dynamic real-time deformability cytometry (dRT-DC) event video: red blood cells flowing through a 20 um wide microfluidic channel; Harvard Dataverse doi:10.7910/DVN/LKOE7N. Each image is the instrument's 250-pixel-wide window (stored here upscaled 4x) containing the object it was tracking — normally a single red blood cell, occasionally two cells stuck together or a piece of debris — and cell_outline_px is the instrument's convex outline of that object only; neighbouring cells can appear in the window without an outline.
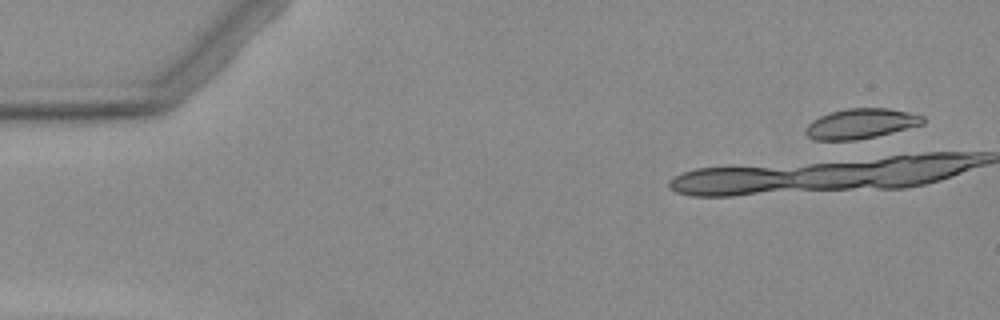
{"species": "Egyptian fruit bat (a non-hibernating species)", "species_latin": "Rousettus aegyptiacus", "temperature_condition": "warm", "stored_images_in_passage": 3, "camera_frame_rate_fps": 3000, "um_per_image_px": 0.085, "animal": {"sex": "female"}, "frame": {"image": 1, "passage_image": 1, "time_ms": 0.0, "image_size_px": [1000, 320], "cell_outline_px": [[924, 124], [876, 136], [856, 140], [812, 140], [804, 132], [808, 124], [812, 120], [820, 116], [844, 108], [888, 108], [908, 112], [924, 116]], "centroid_in_image_um": [73.15, 10.51], "position_along_channel_um": 11.8, "area_um2": 20.52}}